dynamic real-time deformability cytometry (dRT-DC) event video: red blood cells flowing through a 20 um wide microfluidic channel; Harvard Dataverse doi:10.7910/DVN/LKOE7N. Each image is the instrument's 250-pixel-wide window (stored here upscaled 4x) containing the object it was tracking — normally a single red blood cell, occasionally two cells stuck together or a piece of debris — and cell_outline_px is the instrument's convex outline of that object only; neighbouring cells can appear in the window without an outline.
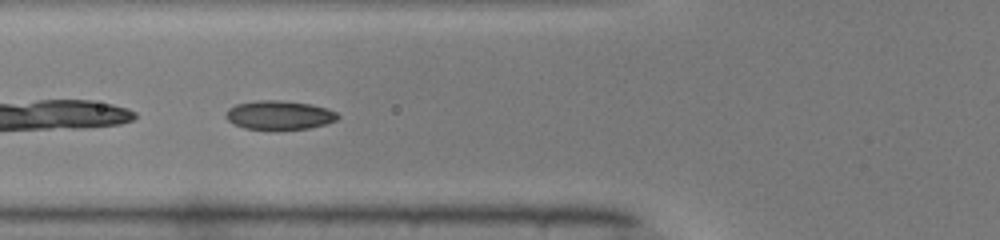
{"species": "common noctule bat (a hibernating species)", "species_latin": "Nyctalus noctula", "temperature_condition": "warm", "stored_images_in_passage": 35, "camera_frame_rate_fps": 3000, "um_per_image_px": 0.085, "animal": {"sex": "male", "body_mass_g": 19.0, "forearm_length_mm": 50.8}, "frame": {"image": 1, "passage_image": 3, "time_ms": 0.667, "image_size_px": [1000, 240], "cell_outline_px": [[340, 116], [336, 120], [324, 124], [308, 128], [276, 132], [272, 132], [244, 128], [232, 124], [224, 116], [228, 108], [236, 104], [256, 100], [280, 100], [308, 104], [328, 108], [336, 112]], "centroid_in_image_um": [23.68, 9.82], "position_along_channel_um": 102.1, "area_um2": 19.54}}
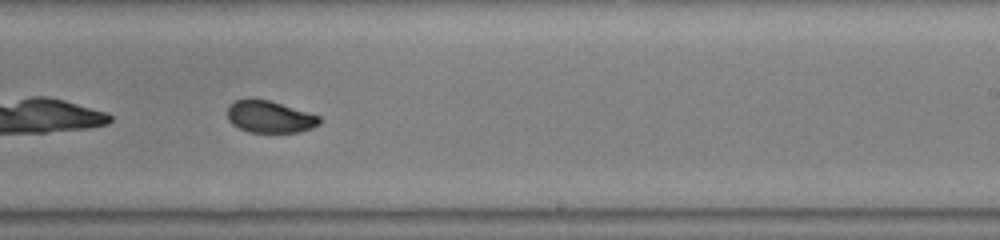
{"frame": {"image": 2, "passage_image": 15, "time_ms": 4.667, "image_size_px": [1000, 240], "cell_outline_px": [[324, 120], [320, 124], [312, 128], [296, 132], [248, 132], [232, 124], [228, 120], [228, 104], [236, 100], [268, 100], [320, 116]], "centroid_in_image_um": [22.95, 9.95], "position_along_channel_um": 266.1, "area_um2": 16.94}}
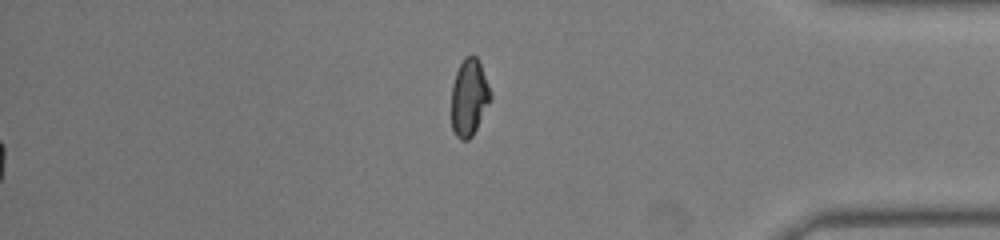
{"frame": {"image": 3, "passage_image": 35, "time_ms": 11.333, "image_size_px": [1000, 240], "cell_outline_px": [[492, 100], [472, 136], [468, 140], [460, 140], [452, 132], [452, 84], [456, 72], [464, 56], [476, 56], [480, 64], [488, 84], [492, 96]], "centroid_in_image_um": [39.88, 8.31], "position_along_channel_um": 395.3, "area_um2": 17.57}}